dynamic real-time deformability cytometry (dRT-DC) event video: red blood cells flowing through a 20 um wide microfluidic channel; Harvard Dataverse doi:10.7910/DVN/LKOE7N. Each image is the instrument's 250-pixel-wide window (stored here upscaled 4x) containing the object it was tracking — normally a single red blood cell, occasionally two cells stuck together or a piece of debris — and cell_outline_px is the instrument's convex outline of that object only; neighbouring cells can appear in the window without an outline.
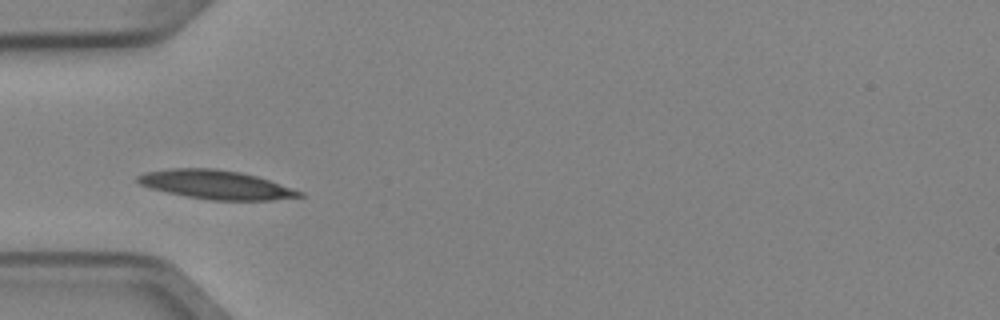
{"species": "Egyptian fruit bat (a non-hibernating species)", "species_latin": "Rousettus aegyptiacus", "temperature_condition": "cold", "stored_images_in_passage": 4, "camera_frame_rate_fps": 3000, "um_per_image_px": 0.085, "animal": {"sex": "female"}, "frame": {"image": 1, "passage_image": 3, "time_ms": 0.667, "image_size_px": [1000, 320], "cell_outline_px": [[304, 196], [272, 200], [208, 200], [168, 192], [152, 188], [140, 184], [136, 180], [136, 176], [144, 172], [168, 168], [216, 168], [240, 172], [256, 176], [304, 192]], "centroid_in_image_um": [18.34, 15.69], "position_along_channel_um": 66.7, "area_um2": 27.05}}
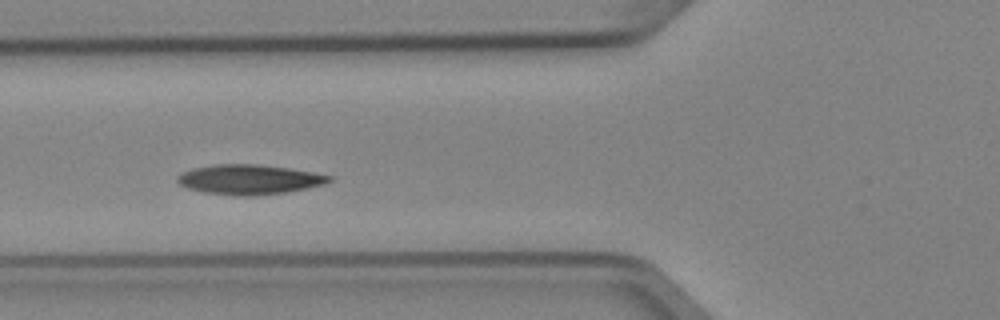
{"frame": {"image": 2, "passage_image": 4, "time_ms": 1.0, "image_size_px": [1000, 320], "cell_outline_px": [[332, 180], [324, 184], [308, 188], [284, 192], [252, 196], [236, 196], [204, 192], [188, 188], [180, 184], [176, 180], [176, 176], [180, 172], [192, 168], [212, 164], [256, 164], [288, 168], [312, 172], [332, 176]], "centroid_in_image_um": [21.13, 15.25], "position_along_channel_um": 104.7, "area_um2": 26.41}}